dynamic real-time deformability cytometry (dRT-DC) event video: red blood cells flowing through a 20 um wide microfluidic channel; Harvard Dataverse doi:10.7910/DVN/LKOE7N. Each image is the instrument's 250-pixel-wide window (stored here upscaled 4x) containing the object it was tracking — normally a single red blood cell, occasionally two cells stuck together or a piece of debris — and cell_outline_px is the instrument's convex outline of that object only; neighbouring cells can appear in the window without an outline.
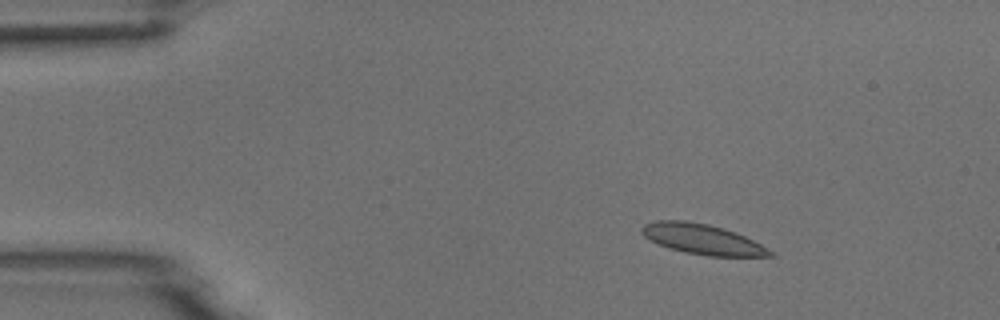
{"species": "common noctule bat (a hibernating species)", "species_latin": "Nyctalus noctula", "temperature_condition": "room temperature", "stored_images_in_passage": 3, "camera_frame_rate_fps": 3000, "um_per_image_px": 0.085, "animal": {"sex": "male", "body_mass_g": 18.8}, "frame": {"image": 1, "passage_image": 1, "time_ms": 0.0, "image_size_px": [1000, 320], "cell_outline_px": [[776, 256], [708, 256], [684, 252], [668, 248], [648, 240], [640, 232], [640, 228], [644, 224], [656, 220], [684, 220], [708, 224], [724, 228], [736, 232], [776, 252]], "centroid_in_image_um": [59.68, 20.33], "position_along_channel_um": 25.3, "area_um2": 22.83}}